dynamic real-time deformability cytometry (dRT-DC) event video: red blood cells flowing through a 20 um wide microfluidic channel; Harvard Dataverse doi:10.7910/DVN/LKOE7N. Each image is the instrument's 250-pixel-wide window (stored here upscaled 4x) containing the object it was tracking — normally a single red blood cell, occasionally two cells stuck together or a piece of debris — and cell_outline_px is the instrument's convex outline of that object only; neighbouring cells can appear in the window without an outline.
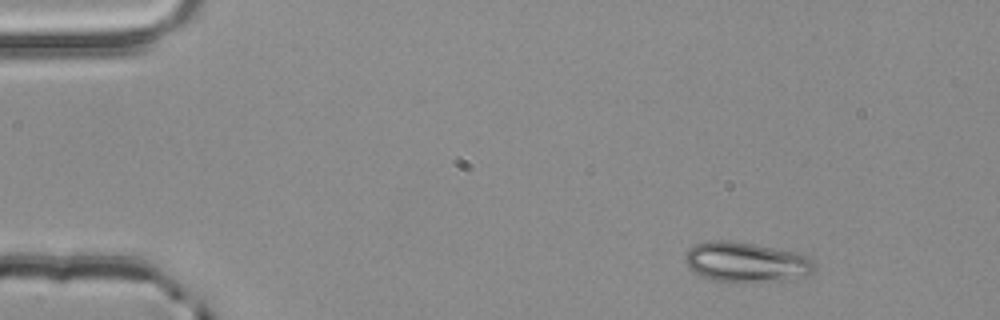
{"species": "common noctule bat (a hibernating species)", "species_latin": "Nyctalus noctula", "temperature_condition": "room temperature", "stored_images_in_passage": 50, "camera_frame_rate_fps": 3000, "um_per_image_px": 0.085, "animal": {"sex": "male", "body_mass_g": 20.4}, "frame": {"image": 1, "passage_image": 1, "time_ms": 0.0, "image_size_px": [1000, 320], "cell_outline_px": [[816, 268], [812, 272], [796, 280], [712, 280], [688, 268], [684, 260], [684, 256], [688, 248], [696, 244], [708, 240], [728, 240], [804, 252], [812, 256], [816, 264]], "centroid_in_image_um": [63.51, 22.24], "position_along_channel_um": 21.5, "area_um2": 30.35}}
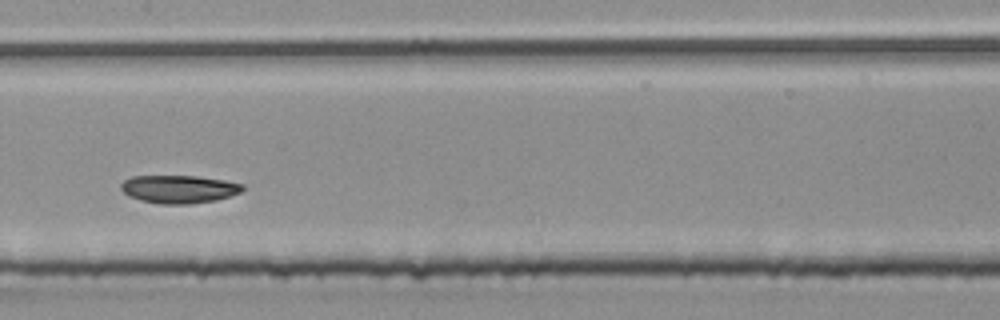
{"frame": {"image": 2, "passage_image": 23, "time_ms": 7.333, "image_size_px": [1000, 320], "cell_outline_px": [[244, 188], [240, 192], [216, 200], [192, 204], [160, 204], [140, 200], [128, 196], [120, 188], [120, 184], [124, 180], [132, 176], [196, 176], [224, 180], [244, 184]], "centroid_in_image_um": [15.19, 16.08], "position_along_channel_um": 192.2, "area_um2": 19.88}}
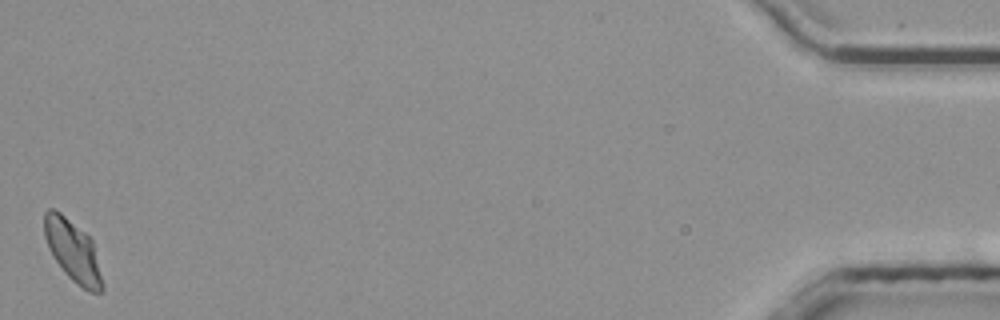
{"frame": {"image": 3, "passage_image": 50, "time_ms": 16.333, "image_size_px": [1000, 320], "cell_outline_px": [[104, 292], [92, 292], [76, 284], [64, 272], [48, 248], [44, 236], [44, 212], [48, 208], [52, 208], [60, 212], [84, 232], [92, 240], [104, 284]], "centroid_in_image_um": [6.19, 21.33], "position_along_channel_um": 429.0, "area_um2": 20.69}, "authors_computed_cell_mechanics": {"area_um2": 20.519, "velocity_mm_per_s": 3.6933, "shape_relaxation_time_tau1_ms": null, "shape_relaxation_time_tau2_ms": 2.8431, "deformation_change_tau1": null, "deformation_change_tau2": 0.0426}}